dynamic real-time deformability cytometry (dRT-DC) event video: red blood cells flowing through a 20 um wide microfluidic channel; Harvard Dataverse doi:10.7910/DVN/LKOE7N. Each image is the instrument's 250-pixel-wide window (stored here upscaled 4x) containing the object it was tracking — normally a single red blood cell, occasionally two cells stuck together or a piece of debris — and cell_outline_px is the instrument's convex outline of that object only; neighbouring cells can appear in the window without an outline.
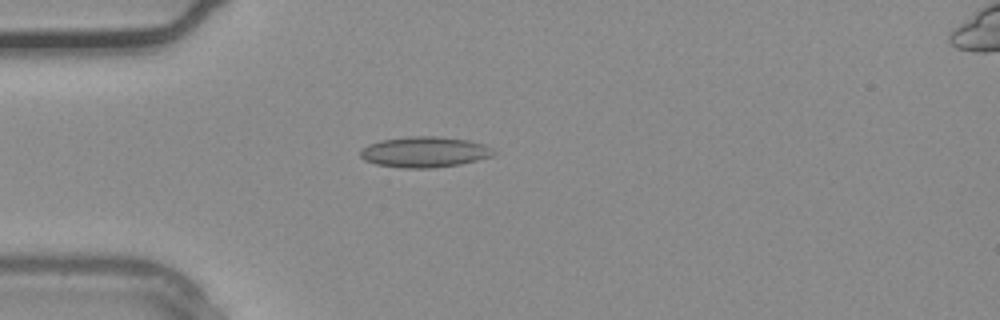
{"species": "common noctule bat (a hibernating species)", "species_latin": "Nyctalus noctula", "temperature_condition": "warm", "stored_images_in_passage": 1, "camera_frame_rate_fps": 3000, "um_per_image_px": 0.085, "animal": {"sex": "male", "body_mass_g": 20.4}, "frame": {"image": 1, "passage_image": 1, "time_ms": 0.0, "image_size_px": [1000, 320], "cell_outline_px": [[496, 152], [492, 156], [460, 164], [432, 168], [404, 168], [376, 164], [364, 160], [360, 156], [360, 148], [368, 144], [380, 140], [412, 136], [440, 136], [468, 140], [484, 144], [492, 148]], "centroid_in_image_um": [36.07, 12.91], "position_along_channel_um": 48.9, "area_um2": 23.93}}